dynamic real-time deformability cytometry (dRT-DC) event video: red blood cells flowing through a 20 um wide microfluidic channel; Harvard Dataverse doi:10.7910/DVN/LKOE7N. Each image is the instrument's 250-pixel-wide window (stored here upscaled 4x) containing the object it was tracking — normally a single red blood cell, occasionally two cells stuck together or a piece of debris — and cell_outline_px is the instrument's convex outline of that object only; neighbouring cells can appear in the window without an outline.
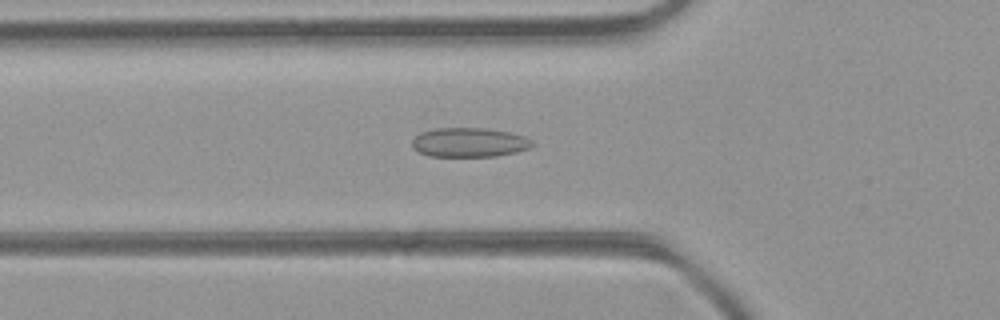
{"species": "common noctule bat (a hibernating species)", "species_latin": "Nyctalus noctula", "temperature_condition": "room temperature", "stored_images_in_passage": 34, "camera_frame_rate_fps": 3000, "um_per_image_px": 0.085, "animal": {"sex": "female", "body_mass_g": 21.9}, "frame": {"image": 1, "passage_image": 7, "time_ms": 2.0, "image_size_px": [1000, 320], "cell_outline_px": [[536, 144], [528, 148], [516, 152], [496, 156], [428, 156], [412, 148], [412, 140], [420, 132], [436, 128], [484, 128], [508, 132], [524, 136], [532, 140]], "centroid_in_image_um": [39.88, 12.1], "position_along_channel_um": 85.9, "area_um2": 20.52}}
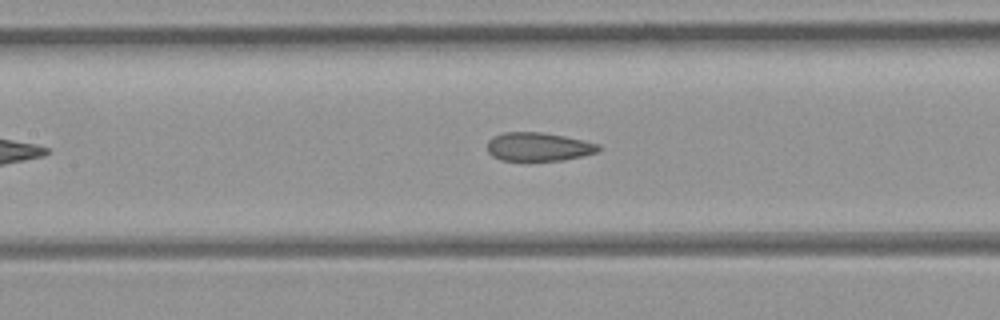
{"frame": {"image": 2, "passage_image": 12, "time_ms": 3.667, "image_size_px": [1000, 320], "cell_outline_px": [[600, 152], [564, 160], [500, 160], [492, 156], [488, 152], [488, 140], [492, 136], [504, 132], [540, 132], [564, 136], [600, 144]], "centroid_in_image_um": [45.77, 12.47], "position_along_channel_um": 161.6, "area_um2": 18.55}}
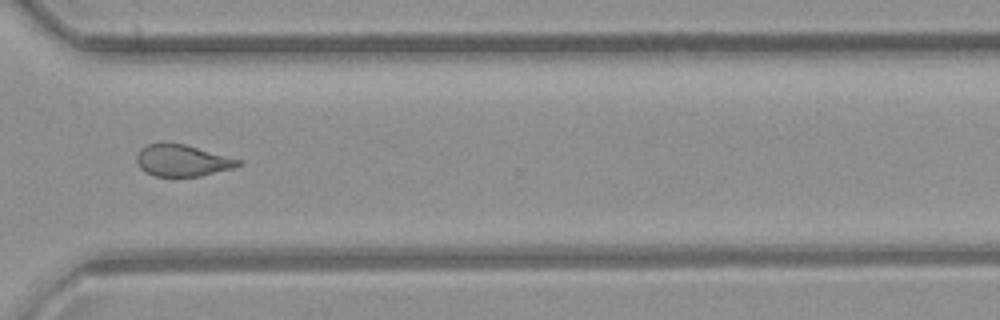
{"frame": {"image": 3, "passage_image": 25, "time_ms": 8.0, "image_size_px": [1000, 320], "cell_outline_px": [[244, 164], [232, 168], [200, 176], [152, 176], [144, 172], [140, 168], [136, 160], [136, 156], [140, 148], [148, 144], [184, 144], [244, 160]], "centroid_in_image_um": [15.52, 13.66], "position_along_channel_um": 355.1, "area_um2": 18.73}, "authors_computed_cell_mechanics": {"area_um2": 19.9121, "velocity_mm_per_s": 4.4841, "shape_relaxation_time_tau1_ms": null, "shape_relaxation_time_tau2_ms": 1.4154, "deformation_change_tau1": null, "deformation_change_tau2": 0.1005}}